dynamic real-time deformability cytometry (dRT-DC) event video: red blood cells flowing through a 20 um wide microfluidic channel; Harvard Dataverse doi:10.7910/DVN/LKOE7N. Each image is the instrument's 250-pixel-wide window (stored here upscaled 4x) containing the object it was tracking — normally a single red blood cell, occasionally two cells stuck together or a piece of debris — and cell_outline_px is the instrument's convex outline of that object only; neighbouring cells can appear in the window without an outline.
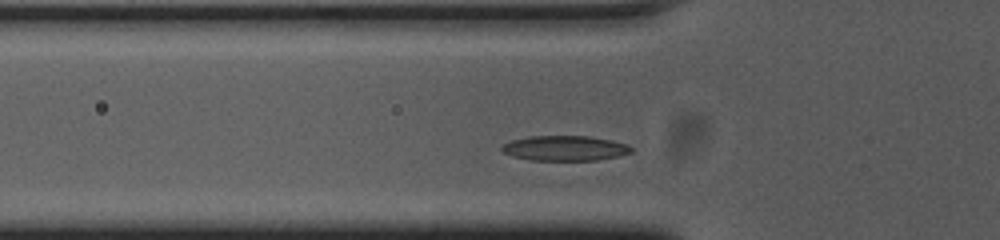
{"species": "common noctule bat (a hibernating species)", "species_latin": "Nyctalus noctula", "temperature_condition": "cold", "stored_images_in_passage": 35, "camera_frame_rate_fps": 3000, "um_per_image_px": 0.085, "animal": {"sex": "female", "body_mass_g": 23.0, "forearm_length_mm": 53.4}, "frame": {"image": 1, "passage_image": 8, "time_ms": 2.333, "image_size_px": [1000, 240], "cell_outline_px": [[632, 152], [616, 156], [596, 160], [532, 160], [512, 156], [504, 152], [500, 148], [504, 144], [512, 140], [532, 136], [588, 136], [628, 144], [632, 148]], "centroid_in_image_um": [48.0, 12.6], "position_along_channel_um": 77.8, "area_um2": 18.61}}
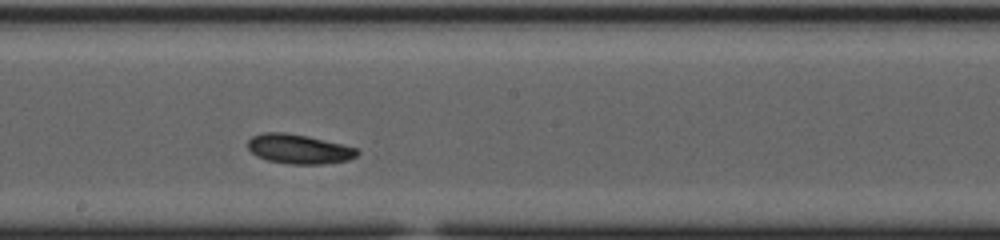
{"frame": {"image": 2, "passage_image": 20, "time_ms": 6.333, "image_size_px": [1000, 240], "cell_outline_px": [[360, 152], [356, 156], [348, 160], [324, 164], [288, 164], [268, 160], [256, 156], [248, 148], [248, 140], [252, 136], [264, 132], [284, 132], [308, 136], [356, 148]], "centroid_in_image_um": [25.38, 12.67], "position_along_channel_um": 222.8, "area_um2": 18.73}}
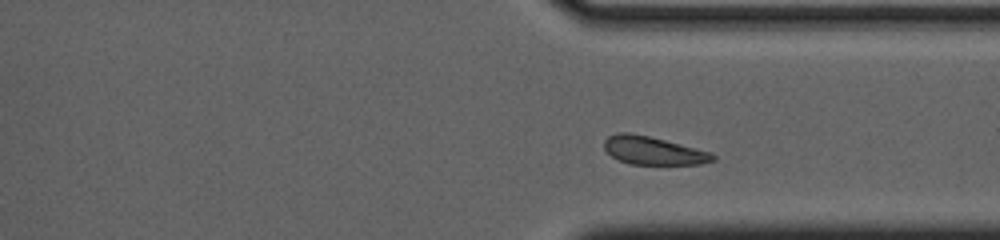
{"frame": {"image": 3, "passage_image": 31, "time_ms": 10.0, "image_size_px": [1000, 240], "cell_outline_px": [[716, 160], [700, 164], [628, 164], [616, 160], [604, 148], [604, 140], [608, 136], [616, 132], [628, 132], [648, 136], [712, 152], [716, 156]], "centroid_in_image_um": [55.51, 12.8], "position_along_channel_um": 355.9, "area_um2": 17.86}}